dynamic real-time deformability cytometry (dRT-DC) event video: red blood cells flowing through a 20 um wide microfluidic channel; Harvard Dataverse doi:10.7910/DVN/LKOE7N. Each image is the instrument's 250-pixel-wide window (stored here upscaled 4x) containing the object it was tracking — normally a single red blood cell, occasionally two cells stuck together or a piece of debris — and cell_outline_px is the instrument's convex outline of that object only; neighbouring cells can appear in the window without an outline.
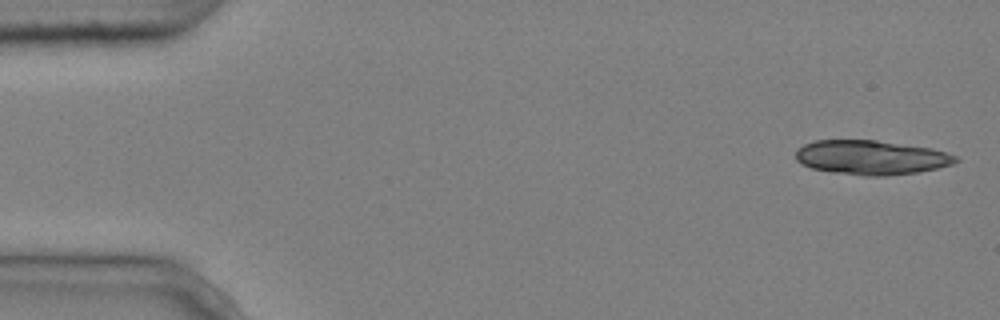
{"species": "common noctule bat (a hibernating species)", "species_latin": "Nyctalus noctula", "temperature_condition": "cold", "stored_images_in_passage": 6, "segment_of_instrument_passage": [1, 2], "camera_frame_rate_fps": 3000, "um_per_image_px": 0.085, "animal": {"sex": "male", "body_mass_g": 20.4}, "frame": {"image": 1, "passage_image": 1, "time_ms": 0.0, "image_size_px": [1000, 320], "cell_outline_px": [[960, 160], [952, 164], [936, 168], [916, 172], [884, 176], [864, 176], [832, 172], [812, 168], [800, 164], [796, 160], [796, 148], [804, 144], [816, 140], [876, 140], [932, 148], [956, 156]], "centroid_in_image_um": [74.01, 13.38], "position_along_channel_um": 11.0, "area_um2": 32.02}}